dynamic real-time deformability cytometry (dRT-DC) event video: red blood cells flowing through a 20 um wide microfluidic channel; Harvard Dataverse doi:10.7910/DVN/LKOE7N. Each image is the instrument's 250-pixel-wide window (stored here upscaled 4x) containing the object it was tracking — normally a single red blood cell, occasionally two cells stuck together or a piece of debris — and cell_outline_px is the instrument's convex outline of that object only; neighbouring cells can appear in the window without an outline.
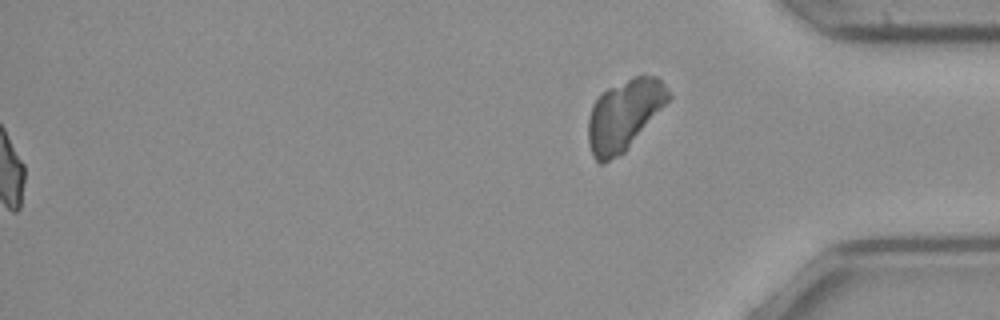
{"species": "common noctule bat (a hibernating species)", "species_latin": "Nyctalus noctula", "temperature_condition": "cold", "stored_images_in_passage": 44, "segment_of_instrument_passage": [2, 2], "camera_frame_rate_fps": 3000, "um_per_image_px": 0.085, "animal": {"sex": "female", "body_mass_g": 21.9}, "frame": {"image": 1, "passage_image": 44, "time_ms": 14.333, "image_size_px": [1000, 320], "cell_outline_px": [[672, 96], [624, 152], [604, 164], [600, 164], [592, 156], [588, 144], [588, 116], [592, 104], [608, 88], [632, 76], [656, 76], [664, 84]], "centroid_in_image_um": [53.02, 9.78], "position_along_channel_um": 382.2, "area_um2": 32.66}}